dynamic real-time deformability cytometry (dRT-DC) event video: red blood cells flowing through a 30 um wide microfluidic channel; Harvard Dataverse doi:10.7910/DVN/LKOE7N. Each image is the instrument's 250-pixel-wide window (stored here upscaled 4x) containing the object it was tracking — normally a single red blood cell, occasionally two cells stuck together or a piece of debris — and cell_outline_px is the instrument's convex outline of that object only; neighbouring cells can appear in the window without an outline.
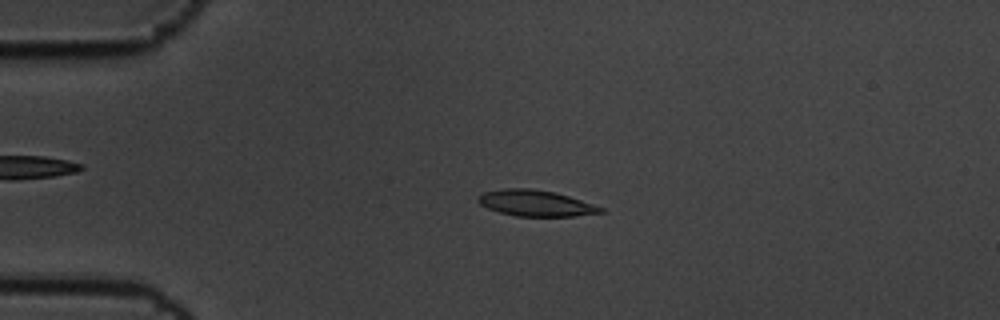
{"species": "common noctule bat (a hibernating species)", "species_latin": "Nyctalus noctula", "temperature_condition": "cold", "stored_images_in_passage": 4, "camera_frame_rate_fps": 3000, "um_per_image_px": 0.085, "animal": {"sex": "male", "body_mass_g": 19.5, "forearm_length_mm": 54.6}, "frame": {"image": 1, "passage_image": 3, "time_ms": 0.667, "image_size_px": [1000, 320], "cell_outline_px": [[604, 212], [572, 216], [516, 216], [500, 212], [488, 208], [480, 204], [476, 200], [476, 196], [484, 192], [504, 188], [532, 188], [552, 192], [568, 196], [604, 208]], "centroid_in_image_um": [45.47, 17.26], "position_along_channel_um": 39.5, "area_um2": 18.44}}